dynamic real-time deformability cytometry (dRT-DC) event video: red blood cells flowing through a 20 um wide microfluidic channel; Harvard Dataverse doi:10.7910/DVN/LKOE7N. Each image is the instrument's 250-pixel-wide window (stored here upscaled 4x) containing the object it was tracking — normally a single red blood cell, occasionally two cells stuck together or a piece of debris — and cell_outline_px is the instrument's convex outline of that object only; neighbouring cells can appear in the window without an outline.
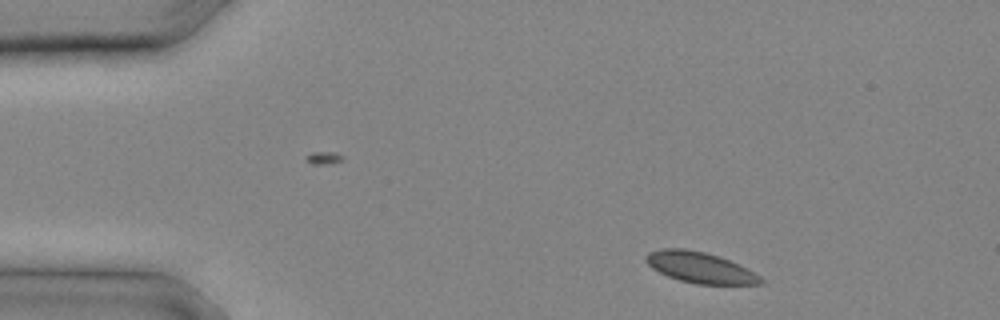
{"species": "common noctule bat (a hibernating species)", "species_latin": "Nyctalus noctula", "temperature_condition": "cold", "stored_images_in_passage": 5, "camera_frame_rate_fps": 3000, "um_per_image_px": 0.085, "animal": {"sex": "male", "body_mass_g": 20.4}, "frame": {"image": 1, "passage_image": 1, "time_ms": 0.0, "image_size_px": [1000, 320], "cell_outline_px": [[764, 284], [696, 284], [680, 280], [668, 276], [652, 268], [644, 260], [644, 256], [648, 252], [664, 248], [684, 248], [704, 252], [720, 256], [748, 268], [760, 276], [764, 280]], "centroid_in_image_um": [59.51, 22.73], "position_along_channel_um": 25.5, "area_um2": 20.75}}